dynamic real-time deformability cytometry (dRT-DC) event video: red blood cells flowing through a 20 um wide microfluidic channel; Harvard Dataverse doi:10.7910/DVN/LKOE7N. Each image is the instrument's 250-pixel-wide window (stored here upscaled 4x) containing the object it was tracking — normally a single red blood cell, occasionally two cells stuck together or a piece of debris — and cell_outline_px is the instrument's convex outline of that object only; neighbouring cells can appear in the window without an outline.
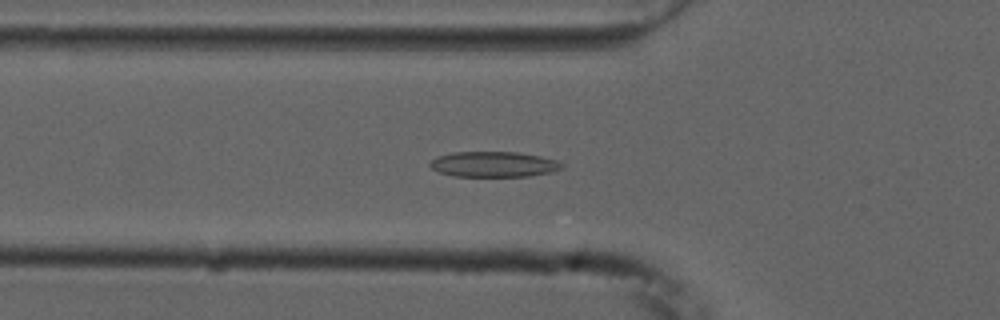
{"species": "common noctule bat (a hibernating species)", "species_latin": "Nyctalus noctula", "temperature_condition": "cold", "stored_images_in_passage": 55, "camera_frame_rate_fps": 3000, "um_per_image_px": 0.085, "animal": {"sex": "male", "forearm_length_mm": 52.5}, "frame": {"image": 1, "passage_image": 19, "time_ms": 6.0, "image_size_px": [1000, 320], "cell_outline_px": [[564, 168], [552, 172], [528, 176], [452, 176], [440, 172], [432, 168], [428, 164], [432, 160], [440, 156], [452, 152], [516, 152], [540, 156], [556, 160], [564, 164]], "centroid_in_image_um": [42.0, 13.96], "position_along_channel_um": 83.8, "area_um2": 19.48}}
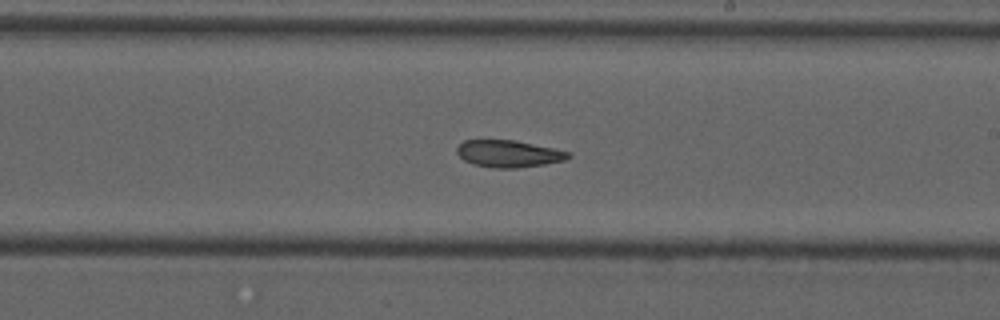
{"frame": {"image": 2, "passage_image": 32, "time_ms": 10.333, "image_size_px": [1000, 320], "cell_outline_px": [[572, 156], [564, 160], [544, 164], [516, 168], [492, 168], [472, 164], [464, 160], [456, 152], [456, 148], [464, 140], [512, 140], [572, 152]], "centroid_in_image_um": [43.22, 13.07], "position_along_channel_um": 245.8, "area_um2": 17.46}}
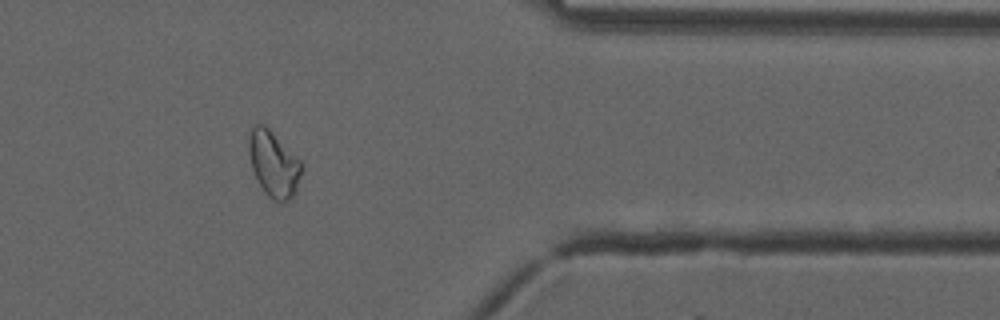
{"frame": {"image": 3, "passage_image": 45, "time_ms": 14.667, "image_size_px": [1000, 320], "cell_outline_px": [[304, 168], [296, 192], [284, 204], [272, 200], [264, 192], [252, 168], [248, 152], [248, 140], [252, 128], [256, 124], [264, 124], [304, 164]], "centroid_in_image_um": [23.29, 13.97], "position_along_channel_um": 388.1, "area_um2": 20.35}, "authors_computed_cell_mechanics": {"area_um2": 19.941, "velocity_mm_per_s": 3.7309, "shape_relaxation_time_tau1_ms": 10.7515, "shape_relaxation_time_tau2_ms": 5.9084, "deformation_change_tau1": 0.1904, "deformation_change_tau2": 0.1137}}